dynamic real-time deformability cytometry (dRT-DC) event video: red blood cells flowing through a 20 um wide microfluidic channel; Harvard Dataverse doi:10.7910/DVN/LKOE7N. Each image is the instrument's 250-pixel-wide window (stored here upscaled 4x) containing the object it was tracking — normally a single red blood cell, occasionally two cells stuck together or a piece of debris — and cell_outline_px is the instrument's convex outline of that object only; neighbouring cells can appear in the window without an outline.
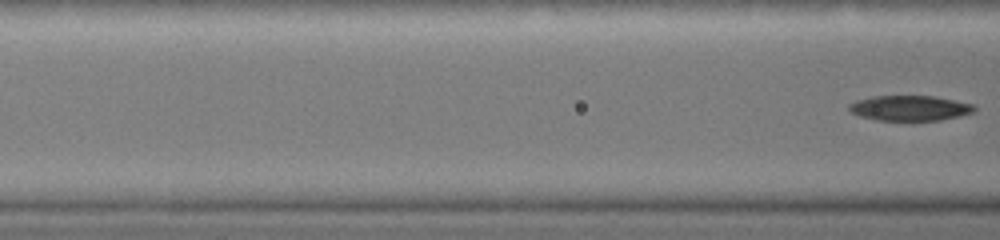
{"species": "common noctule bat (a hibernating species)", "species_latin": "Nyctalus noctula", "temperature_condition": "warm", "stored_images_in_passage": 4, "segment_of_instrument_passage": [2, 2], "camera_frame_rate_fps": 3000, "um_per_image_px": 0.085, "animal": {"sex": "female", "body_mass_g": 19.0, "forearm_length_mm": 51.5}, "frame": {"image": 1, "passage_image": 4, "time_ms": 2.667, "image_size_px": [1000, 240], "cell_outline_px": [[976, 108], [972, 112], [960, 116], [940, 120], [876, 120], [860, 116], [852, 112], [848, 108], [848, 104], [856, 100], [872, 96], [932, 96], [976, 104]], "centroid_in_image_um": [77.33, 9.18], "position_along_channel_um": 89.3, "area_um2": 18.38}}